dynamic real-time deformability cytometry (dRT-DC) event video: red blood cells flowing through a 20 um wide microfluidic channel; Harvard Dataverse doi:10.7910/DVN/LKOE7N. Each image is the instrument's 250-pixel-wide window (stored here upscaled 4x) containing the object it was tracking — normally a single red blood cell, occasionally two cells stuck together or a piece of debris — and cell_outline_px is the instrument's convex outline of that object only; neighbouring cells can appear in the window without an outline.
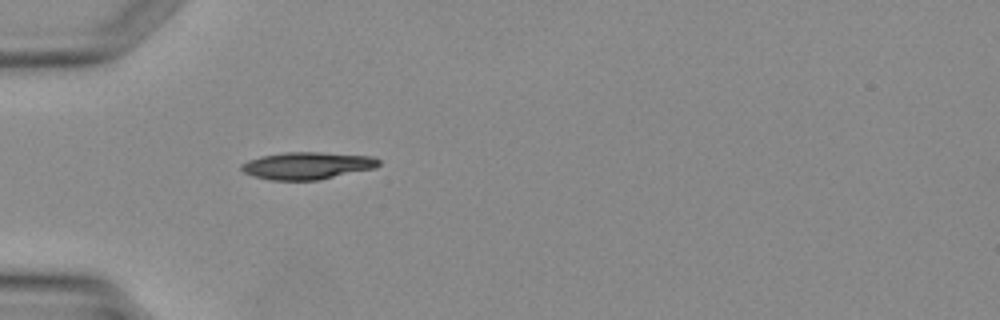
{"species": "Egyptian fruit bat (a non-hibernating species)", "species_latin": "Rousettus aegyptiacus", "temperature_condition": "warm", "stored_images_in_passage": 1, "camera_frame_rate_fps": 3000, "um_per_image_px": 0.085, "animal": {"sex": "female"}, "frame": {"image": 1, "passage_image": 1, "time_ms": 0.0, "image_size_px": [1000, 320], "cell_outline_px": [[380, 164], [376, 168], [316, 180], [272, 180], [252, 176], [244, 172], [240, 168], [240, 164], [248, 160], [260, 156], [284, 152], [320, 152], [372, 156], [380, 160]], "centroid_in_image_um": [26.1, 14.07], "position_along_channel_um": 58.9, "area_um2": 21.85}}